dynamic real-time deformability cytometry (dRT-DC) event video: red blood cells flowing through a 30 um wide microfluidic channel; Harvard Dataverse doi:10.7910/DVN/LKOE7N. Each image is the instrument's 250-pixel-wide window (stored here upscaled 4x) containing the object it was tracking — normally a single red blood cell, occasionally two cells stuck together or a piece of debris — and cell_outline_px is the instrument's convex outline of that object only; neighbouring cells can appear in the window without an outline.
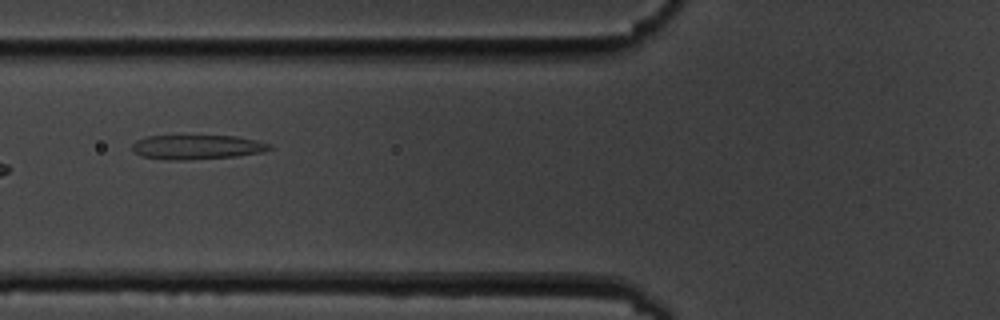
{"species": "common noctule bat (a hibernating species)", "species_latin": "Nyctalus noctula", "temperature_condition": "cold", "stored_images_in_passage": 8, "camera_frame_rate_fps": 3000, "um_per_image_px": 0.085, "animal": {"sex": "male", "body_mass_g": 19.5, "forearm_length_mm": 54.6}, "frame": {"image": 1, "passage_image": 8, "time_ms": 7.667, "image_size_px": [1000, 320], "cell_outline_px": [[272, 148], [264, 152], [236, 156], [188, 160], [168, 160], [140, 156], [132, 148], [132, 144], [136, 140], [148, 136], [236, 136], [256, 140], [272, 144]], "centroid_in_image_um": [16.76, 12.5], "position_along_channel_um": 109.0, "area_um2": 19.59}}